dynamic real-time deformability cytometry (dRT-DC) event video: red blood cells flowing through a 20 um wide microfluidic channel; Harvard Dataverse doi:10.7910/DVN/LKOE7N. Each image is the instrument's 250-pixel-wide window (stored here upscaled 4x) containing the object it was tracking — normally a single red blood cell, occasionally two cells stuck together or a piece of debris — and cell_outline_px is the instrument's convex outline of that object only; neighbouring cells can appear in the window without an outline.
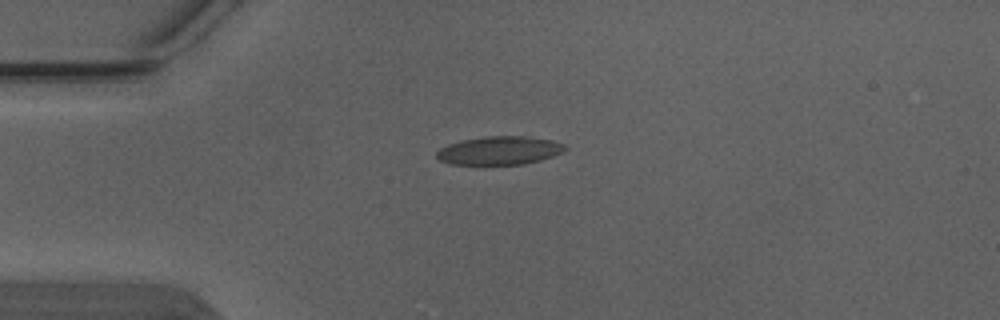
{"species": "Egyptian fruit bat (a non-hibernating species)", "species_latin": "Rousettus aegyptiacus", "temperature_condition": "warm", "stored_images_in_passage": 3, "camera_frame_rate_fps": 3000, "um_per_image_px": 0.085, "animal": {"sex": "male"}, "frame": {"image": 1, "passage_image": 2, "time_ms": 0.333, "image_size_px": [1000, 320], "cell_outline_px": [[568, 148], [564, 152], [540, 160], [524, 164], [452, 164], [440, 160], [436, 156], [436, 152], [440, 148], [448, 144], [460, 140], [488, 136], [524, 136], [552, 140], [564, 144]], "centroid_in_image_um": [42.47, 12.79], "position_along_channel_um": 42.5, "area_um2": 21.21}}